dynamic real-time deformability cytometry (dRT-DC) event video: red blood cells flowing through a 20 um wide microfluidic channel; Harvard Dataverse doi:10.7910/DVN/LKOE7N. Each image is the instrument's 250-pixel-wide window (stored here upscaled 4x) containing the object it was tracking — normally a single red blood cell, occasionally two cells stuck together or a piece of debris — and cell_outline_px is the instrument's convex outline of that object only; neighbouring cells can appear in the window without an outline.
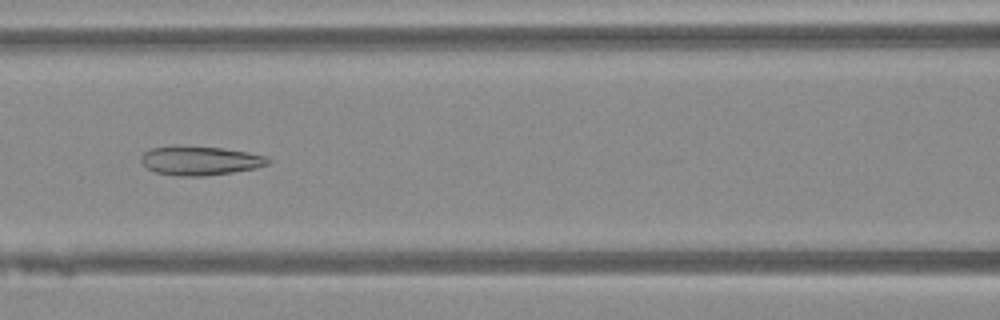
{"species": "Egyptian fruit bat (a non-hibernating species)", "species_latin": "Rousettus aegyptiacus", "temperature_condition": "warm", "stored_images_in_passage": 49, "camera_frame_rate_fps": 3000, "um_per_image_px": 0.085, "animal": {"sex": "female"}, "frame": {"image": 1, "passage_image": 22, "time_ms": 7.0, "image_size_px": [1000, 320], "cell_outline_px": [[272, 160], [268, 164], [256, 168], [232, 172], [204, 176], [176, 176], [156, 172], [148, 168], [140, 160], [140, 156], [144, 152], [152, 148], [220, 148], [248, 152], [264, 156]], "centroid_in_image_um": [17.04, 13.69], "position_along_channel_um": 149.6, "area_um2": 20.69}}
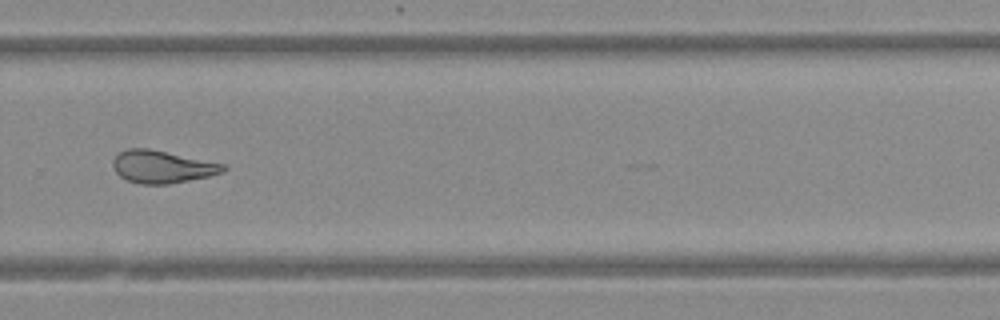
{"frame": {"image": 2, "passage_image": 34, "time_ms": 11.0, "image_size_px": [1000, 320], "cell_outline_px": [[228, 168], [224, 172], [208, 176], [168, 184], [140, 184], [128, 180], [120, 176], [116, 172], [112, 164], [112, 160], [120, 152], [128, 148], [148, 148], [224, 164]], "centroid_in_image_um": [13.77, 14.17], "position_along_channel_um": 316.0, "area_um2": 20.69}}
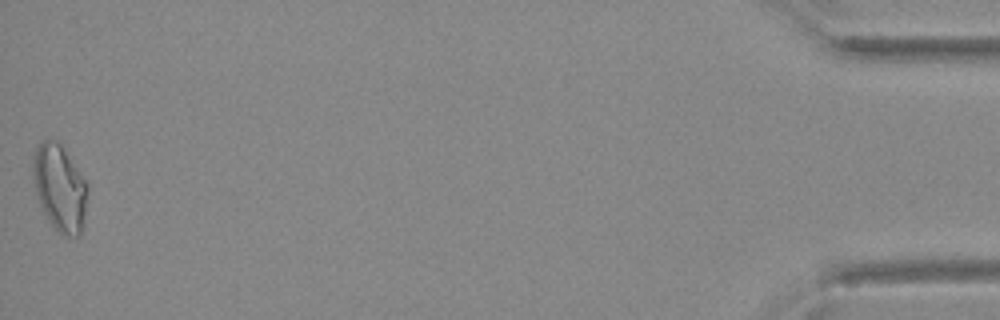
{"frame": {"image": 3, "passage_image": 49, "time_ms": 16.0, "image_size_px": [1000, 320], "cell_outline_px": [[88, 192], [84, 224], [80, 236], [68, 236], [60, 232], [48, 220], [40, 204], [36, 192], [32, 176], [32, 160], [36, 148], [44, 140], [56, 140], [60, 144], [88, 184]], "centroid_in_image_um": [5.09, 15.98], "position_along_channel_um": 430.1, "area_um2": 27.34}}